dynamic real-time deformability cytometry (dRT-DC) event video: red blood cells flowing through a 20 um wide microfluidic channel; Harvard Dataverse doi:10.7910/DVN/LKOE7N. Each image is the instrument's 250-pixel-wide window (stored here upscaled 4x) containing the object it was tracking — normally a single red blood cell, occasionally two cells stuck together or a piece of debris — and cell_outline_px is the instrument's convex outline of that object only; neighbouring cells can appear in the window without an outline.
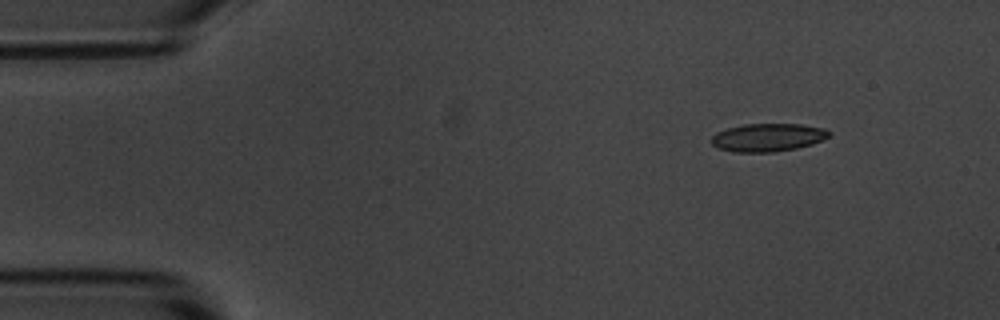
{"species": "common noctule bat (a hibernating species)", "species_latin": "Nyctalus noctula", "temperature_condition": "room temperature", "stored_images_in_passage": 4, "camera_frame_rate_fps": 3000, "um_per_image_px": 0.085, "animal": {"sex": "male", "body_mass_g": 20.1, "forearm_length_mm": 53.5}, "frame": {"image": 1, "passage_image": 1, "time_ms": 0.0, "image_size_px": [1000, 320], "cell_outline_px": [[832, 132], [828, 136], [812, 144], [796, 148], [772, 152], [732, 152], [716, 148], [712, 144], [712, 136], [716, 132], [728, 128], [744, 124], [800, 124], [824, 128]], "centroid_in_image_um": [65.23, 11.68], "position_along_channel_um": 19.8, "area_um2": 19.19}}
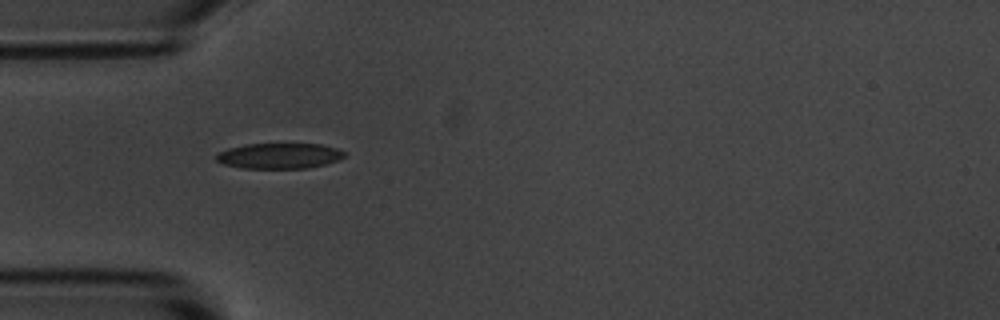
{"frame": {"image": 2, "passage_image": 3, "time_ms": 3.333, "image_size_px": [1000, 320], "cell_outline_px": [[344, 156], [340, 160], [308, 168], [244, 168], [224, 164], [216, 160], [216, 152], [228, 148], [244, 144], [320, 144], [336, 148], [344, 152]], "centroid_in_image_um": [23.71, 13.24], "position_along_channel_um": 61.3, "area_um2": 19.02}}